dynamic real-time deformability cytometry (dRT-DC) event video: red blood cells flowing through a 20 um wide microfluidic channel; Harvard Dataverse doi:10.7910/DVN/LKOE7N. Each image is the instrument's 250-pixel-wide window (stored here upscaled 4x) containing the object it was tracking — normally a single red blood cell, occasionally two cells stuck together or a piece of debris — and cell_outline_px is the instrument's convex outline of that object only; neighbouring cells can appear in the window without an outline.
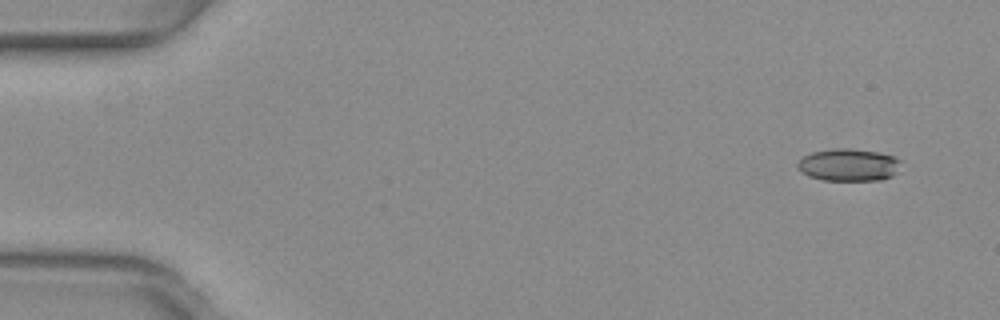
{"species": "common noctule bat (a hibernating species)", "species_latin": "Nyctalus noctula", "temperature_condition": "warm", "stored_images_in_passage": 15, "camera_frame_rate_fps": 3000, "um_per_image_px": 0.085, "animal": {"sex": "female", "body_mass_g": 29.2, "forearm_length_mm": 56.3}, "frame": {"image": 1, "passage_image": 1, "time_ms": 0.0, "image_size_px": [1000, 320], "cell_outline_px": [[900, 160], [896, 172], [892, 176], [880, 180], [824, 180], [808, 176], [800, 172], [796, 168], [796, 164], [804, 156], [812, 152], [832, 148], [848, 148], [880, 152], [892, 156]], "centroid_in_image_um": [72.08, 14.01], "position_along_channel_um": 12.9, "area_um2": 19.54}}
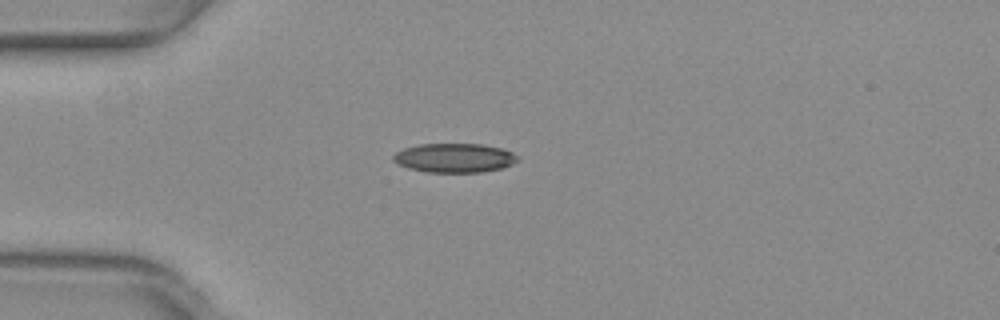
{"frame": {"image": 2, "passage_image": 12, "time_ms": 3.667, "image_size_px": [1000, 320], "cell_outline_px": [[520, 160], [512, 164], [500, 168], [484, 172], [428, 172], [408, 168], [392, 160], [392, 156], [396, 152], [404, 148], [420, 144], [480, 144], [500, 148], [512, 152]], "centroid_in_image_um": [38.61, 13.42], "position_along_channel_um": 46.4, "area_um2": 20.98}}